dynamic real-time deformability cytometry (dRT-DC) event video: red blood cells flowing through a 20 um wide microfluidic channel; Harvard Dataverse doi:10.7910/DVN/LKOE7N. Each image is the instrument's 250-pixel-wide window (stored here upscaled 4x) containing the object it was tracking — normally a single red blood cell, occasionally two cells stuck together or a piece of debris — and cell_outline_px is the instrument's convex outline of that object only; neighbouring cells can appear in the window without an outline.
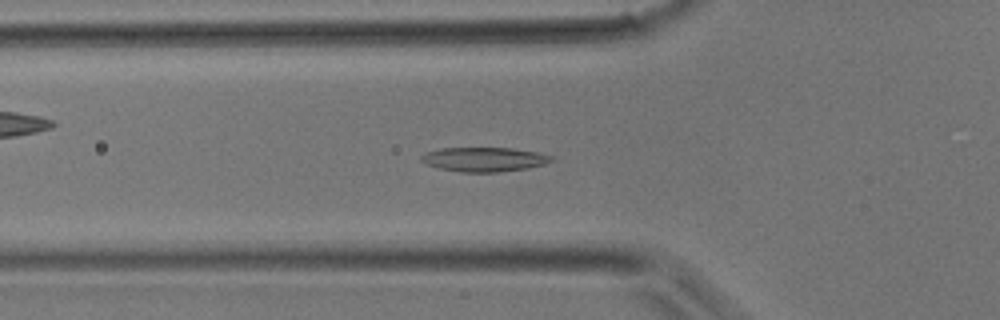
{"species": "common noctule bat (a hibernating species)", "species_latin": "Nyctalus noctula", "temperature_condition": "room temperature", "stored_images_in_passage": 34, "segment_of_instrument_passage": [1, 2], "camera_frame_rate_fps": 3000, "um_per_image_px": 0.085, "animal": {"sex": "male", "body_mass_g": 17.9}, "frame": {"image": 1, "passage_image": 14, "time_ms": 4.333, "image_size_px": [1000, 320], "cell_outline_px": [[556, 160], [544, 164], [528, 168], [500, 172], [460, 172], [440, 168], [424, 164], [420, 160], [420, 156], [424, 152], [440, 148], [512, 148], [540, 152], [552, 156]], "centroid_in_image_um": [41.15, 13.54], "position_along_channel_um": 84.6, "area_um2": 18.73}}
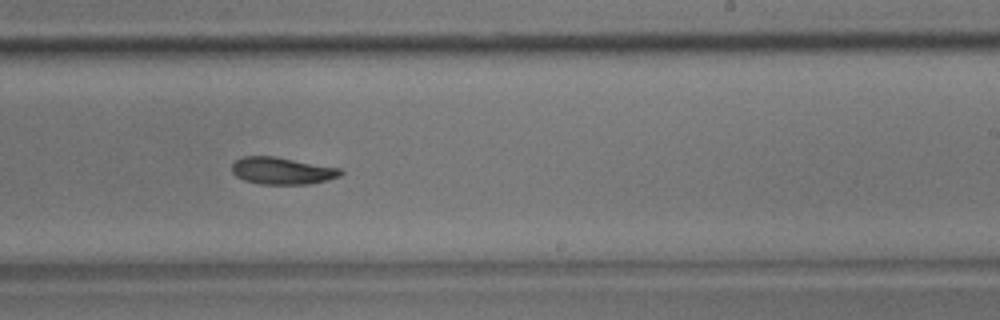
{"frame": {"image": 2, "passage_image": 25, "time_ms": 8.0, "image_size_px": [1000, 320], "cell_outline_px": [[344, 172], [340, 176], [308, 184], [260, 184], [244, 180], [236, 176], [232, 172], [232, 164], [240, 156], [272, 156], [340, 168]], "centroid_in_image_um": [23.94, 14.51], "position_along_channel_um": 265.1, "area_um2": 16.99}}
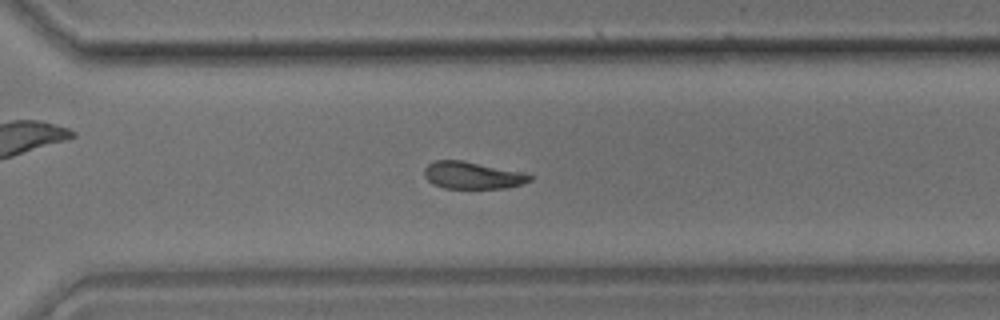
{"frame": {"image": 3, "passage_image": 29, "time_ms": 9.333, "image_size_px": [1000, 320], "cell_outline_px": [[532, 180], [508, 188], [444, 188], [432, 184], [424, 176], [424, 168], [428, 164], [436, 160], [464, 160], [516, 172], [532, 176]], "centroid_in_image_um": [40.07, 14.91], "position_along_channel_um": 330.5, "area_um2": 16.36}}